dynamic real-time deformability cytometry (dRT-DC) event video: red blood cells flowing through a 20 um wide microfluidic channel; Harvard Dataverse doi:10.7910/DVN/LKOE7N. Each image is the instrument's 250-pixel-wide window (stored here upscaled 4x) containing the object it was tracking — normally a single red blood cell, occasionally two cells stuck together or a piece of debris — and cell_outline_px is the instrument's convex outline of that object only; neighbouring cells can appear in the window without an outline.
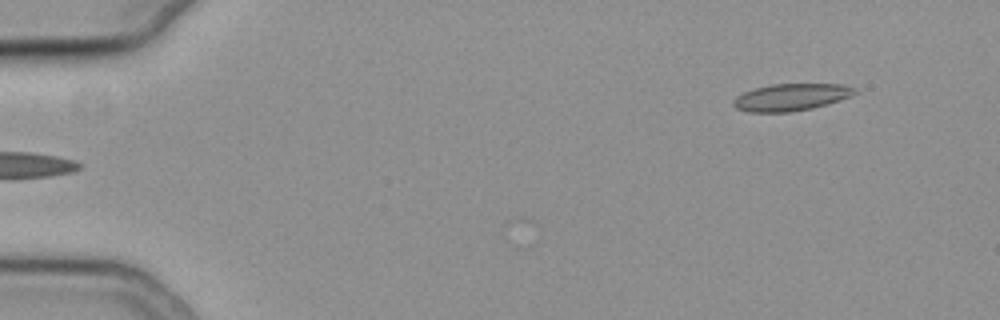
{"species": "common noctule bat (a hibernating species)", "species_latin": "Nyctalus noctula", "temperature_condition": "cold", "stored_images_in_passage": 2, "camera_frame_rate_fps": 3000, "um_per_image_px": 0.085, "animal": {"sex": "female", "body_mass_g": 19.3, "forearm_length_mm": 54.1}, "frame": {"image": 1, "passage_image": 2, "time_ms": 0.333, "image_size_px": [1000, 320], "cell_outline_px": [[860, 92], [852, 96], [812, 108], [792, 112], [748, 112], [736, 108], [732, 104], [732, 100], [736, 96], [744, 92], [756, 88], [772, 84], [840, 84], [856, 88]], "centroid_in_image_um": [67.24, 8.26], "position_along_channel_um": 17.8, "area_um2": 19.19}}